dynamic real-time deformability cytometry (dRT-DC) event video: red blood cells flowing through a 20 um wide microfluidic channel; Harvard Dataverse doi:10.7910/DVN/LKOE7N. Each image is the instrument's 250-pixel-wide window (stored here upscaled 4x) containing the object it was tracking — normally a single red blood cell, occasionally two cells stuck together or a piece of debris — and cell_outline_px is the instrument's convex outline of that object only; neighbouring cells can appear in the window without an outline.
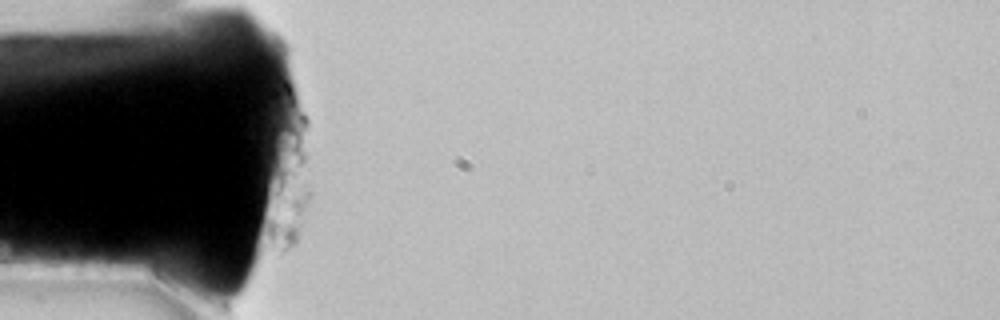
{"species": "common noctule bat (a hibernating species)", "species_latin": "Nyctalus noctula", "temperature_condition": "room temperature", "stored_images_in_passage": 2, "camera_frame_rate_fps": 3000, "um_per_image_px": 0.085, "animal": {"sex": "female", "body_mass_g": 22.7, "forearm_length_mm": 54.2}, "frame": {"image": 1, "passage_image": 1, "time_ms": 0.0, "image_size_px": [1000, 320], "cell_outline_px": [[136, 140], [132, 156], [76, 176], [56, 172], [56, 140], [80, 124]], "centroid_in_image_um": [7.67, 12.75], "position_along_channel_um": 77.3, "area_um2": 20.29}}